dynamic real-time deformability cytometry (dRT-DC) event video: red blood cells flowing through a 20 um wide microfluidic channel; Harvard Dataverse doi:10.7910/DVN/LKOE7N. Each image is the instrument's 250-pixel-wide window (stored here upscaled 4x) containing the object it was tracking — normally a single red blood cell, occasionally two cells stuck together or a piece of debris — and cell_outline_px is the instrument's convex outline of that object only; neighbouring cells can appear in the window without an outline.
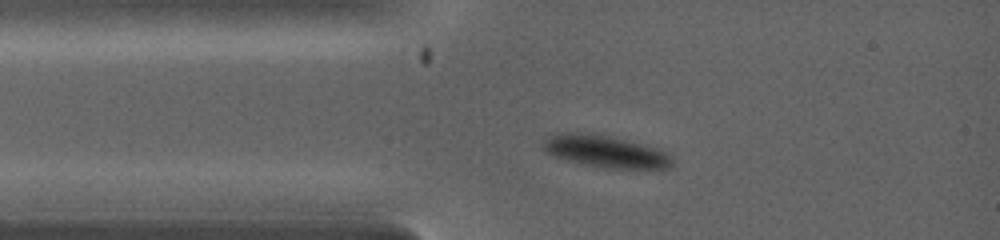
{"species": "common noctule bat (a hibernating species)", "species_latin": "Nyctalus noctula", "temperature_condition": "warm", "stored_images_in_passage": 3, "camera_frame_rate_fps": 5000, "um_per_image_px": 0.085, "animal": {"sex": "female", "body_mass_g": 19.0, "forearm_length_mm": 53.3}, "frame": {"image": 1, "passage_image": 1, "time_ms": 0.0, "image_size_px": [1000, 240], "cell_outline_px": [[672, 168], [604, 168], [584, 164], [552, 156], [544, 152], [540, 144], [548, 136], [560, 132], [588, 132], [608, 136], [656, 148], [672, 156]], "centroid_in_image_um": [51.37, 12.86], "position_along_channel_um": 33.6, "area_um2": 24.1}}